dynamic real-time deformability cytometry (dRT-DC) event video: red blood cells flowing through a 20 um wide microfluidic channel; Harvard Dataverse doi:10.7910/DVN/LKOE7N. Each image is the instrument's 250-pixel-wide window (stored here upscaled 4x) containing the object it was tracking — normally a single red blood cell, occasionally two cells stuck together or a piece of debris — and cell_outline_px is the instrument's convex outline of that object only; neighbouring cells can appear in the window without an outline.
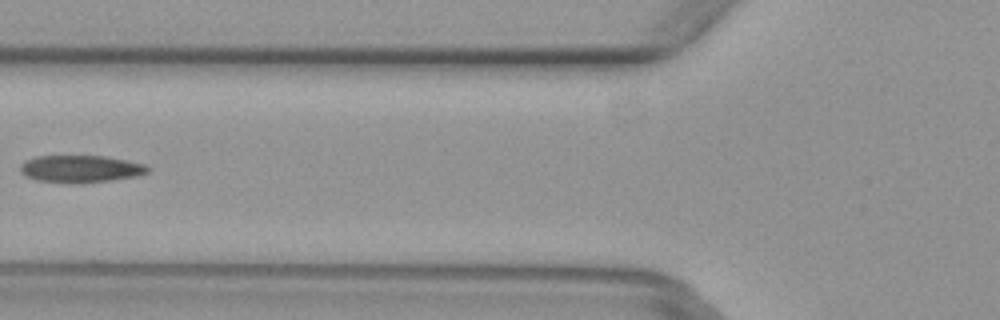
{"species": "common noctule bat (a hibernating species)", "species_latin": "Nyctalus noctula", "temperature_condition": "warm", "stored_images_in_passage": 4, "camera_frame_rate_fps": 3000, "um_per_image_px": 0.085, "animal": {"sex": "female", "body_mass_g": 29.2, "forearm_length_mm": 56.3}, "frame": {"image": 1, "passage_image": 4, "time_ms": 1.0, "image_size_px": [1000, 320], "cell_outline_px": [[152, 168], [148, 172], [136, 176], [112, 180], [80, 184], [36, 180], [24, 176], [20, 172], [20, 164], [24, 160], [36, 156], [104, 156], [128, 160], [144, 164]], "centroid_in_image_um": [6.84, 14.36], "position_along_channel_um": 119.0, "area_um2": 20.52}}